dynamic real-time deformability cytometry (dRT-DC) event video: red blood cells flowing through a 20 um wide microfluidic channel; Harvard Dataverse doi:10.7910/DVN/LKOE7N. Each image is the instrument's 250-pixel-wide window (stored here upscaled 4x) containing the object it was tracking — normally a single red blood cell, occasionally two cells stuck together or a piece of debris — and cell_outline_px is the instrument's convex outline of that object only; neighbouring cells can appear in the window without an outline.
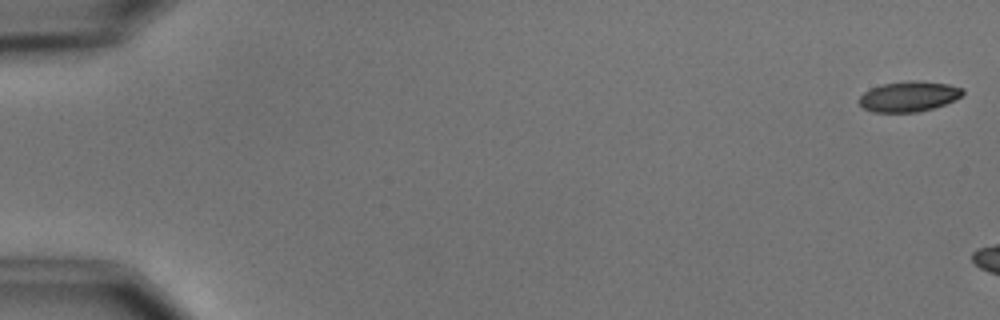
{"species": "common noctule bat (a hibernating species)", "species_latin": "Nyctalus noctula", "temperature_condition": "cold", "stored_images_in_passage": 6, "camera_frame_rate_fps": 3000, "um_per_image_px": 0.085, "animal": {"sex": "male", "body_mass_g": 15.6}, "frame": {"image": 1, "passage_image": 1, "time_ms": 0.0, "image_size_px": [1000, 320], "cell_outline_px": [[964, 92], [960, 96], [944, 104], [932, 108], [916, 112], [872, 112], [864, 108], [856, 100], [864, 92], [872, 88], [884, 84], [908, 80], [916, 80], [948, 84], [964, 88]], "centroid_in_image_um": [77.22, 8.19], "position_along_channel_um": 7.8, "area_um2": 18.21}}
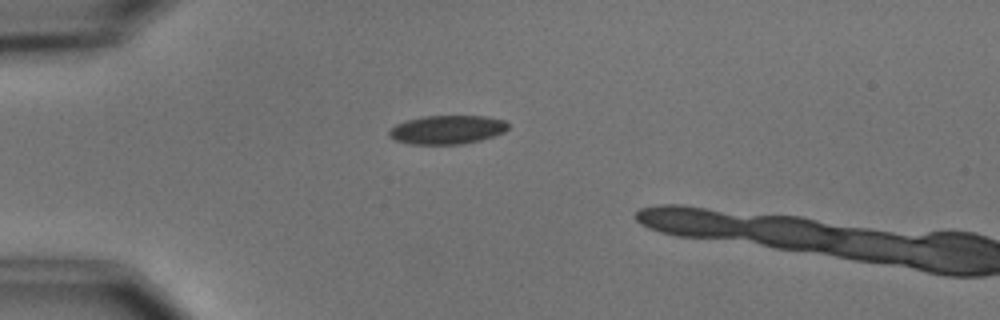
{"frame": {"image": 2, "passage_image": 5, "time_ms": 4.667, "image_size_px": [1000, 320], "cell_outline_px": [[508, 128], [504, 132], [480, 140], [460, 144], [408, 144], [396, 140], [388, 136], [388, 132], [396, 124], [404, 120], [424, 116], [484, 116], [504, 120], [508, 124]], "centroid_in_image_um": [37.98, 11.02], "position_along_channel_um": 47.0, "area_um2": 19.88}}